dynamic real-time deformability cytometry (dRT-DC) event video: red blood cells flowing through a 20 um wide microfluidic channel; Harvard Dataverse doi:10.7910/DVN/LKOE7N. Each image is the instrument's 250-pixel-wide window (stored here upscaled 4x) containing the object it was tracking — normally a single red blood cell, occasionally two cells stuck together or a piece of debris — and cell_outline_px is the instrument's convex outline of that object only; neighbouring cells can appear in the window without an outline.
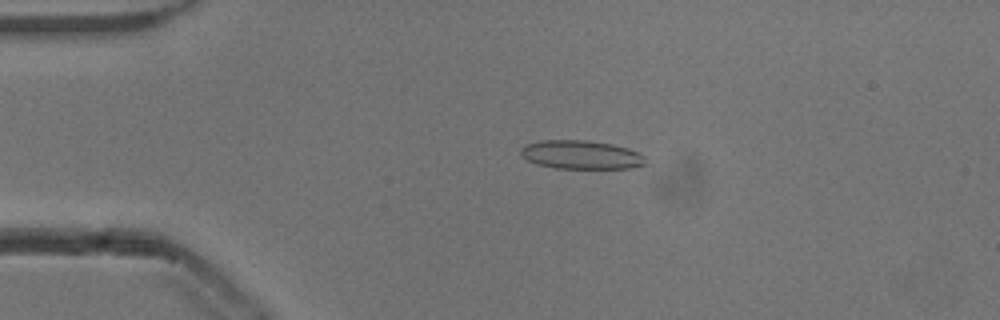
{"species": "common noctule bat (a hibernating species)", "species_latin": "Nyctalus noctula", "temperature_condition": "cold", "stored_images_in_passage": 54, "camera_frame_rate_fps": 3000, "um_per_image_px": 0.085, "animal": {"sex": "male", "body_mass_g": 13.3}, "frame": {"image": 1, "passage_image": 12, "time_ms": 3.667, "image_size_px": [1000, 320], "cell_outline_px": [[648, 164], [632, 168], [556, 168], [536, 164], [520, 156], [520, 148], [524, 144], [540, 140], [588, 140], [612, 144], [628, 148], [640, 152], [644, 156]], "centroid_in_image_um": [49.4, 13.15], "position_along_channel_um": 35.6, "area_um2": 21.15}}
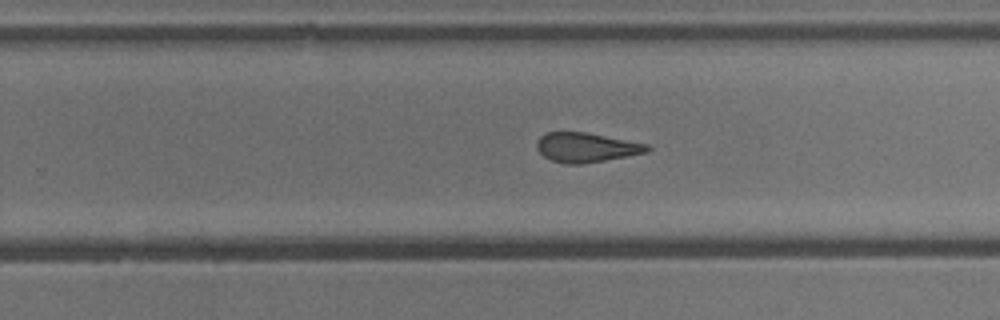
{"frame": {"image": 2, "passage_image": 34, "time_ms": 11.0, "image_size_px": [1000, 320], "cell_outline_px": [[652, 148], [648, 152], [628, 156], [580, 164], [568, 164], [552, 160], [544, 156], [536, 148], [536, 140], [540, 136], [548, 132], [584, 132], [648, 144]], "centroid_in_image_um": [49.82, 12.53], "position_along_channel_um": 280.0, "area_um2": 18.84}}
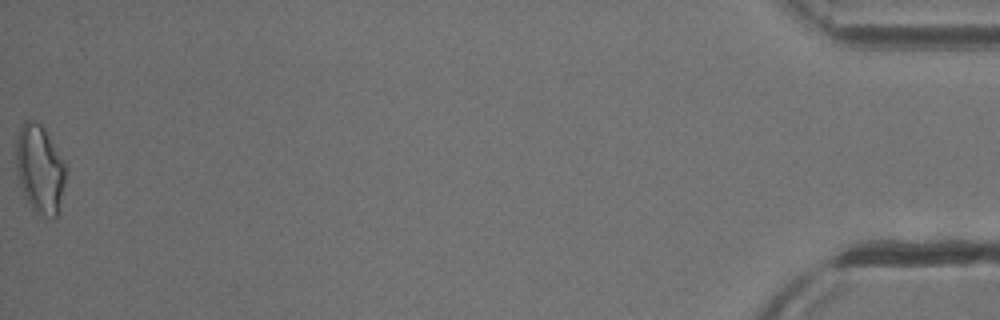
{"frame": {"image": 3, "passage_image": 54, "time_ms": 17.667, "image_size_px": [1000, 320], "cell_outline_px": [[68, 164], [60, 212], [56, 216], [52, 216], [36, 212], [32, 208], [24, 196], [16, 176], [16, 136], [24, 120], [36, 120], [44, 128]], "centroid_in_image_um": [3.41, 14.34], "position_along_channel_um": 431.8, "area_um2": 26.24}, "authors_computed_cell_mechanics": {"area_um2": 20.2011, "velocity_mm_per_s": 3.8493, "shape_relaxation_time_tau1_ms": 4.958, "shape_relaxation_time_tau2_ms": 1.9373, "deformation_change_tau1": 0.1461, "deformation_change_tau2": 0.122}}